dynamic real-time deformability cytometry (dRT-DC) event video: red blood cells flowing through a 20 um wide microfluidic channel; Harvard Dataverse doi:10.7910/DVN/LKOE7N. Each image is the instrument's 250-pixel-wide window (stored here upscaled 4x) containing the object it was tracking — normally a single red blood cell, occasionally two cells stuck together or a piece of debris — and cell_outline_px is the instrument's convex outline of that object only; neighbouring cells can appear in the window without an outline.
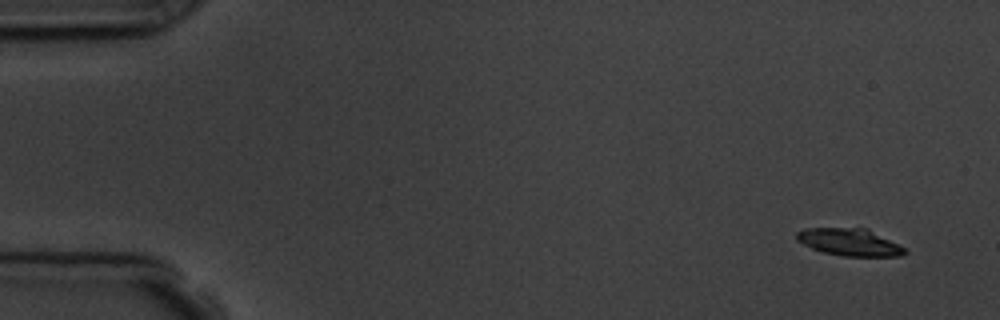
{"species": "common noctule bat (a hibernating species)", "species_latin": "Nyctalus noctula", "temperature_condition": "room temperature", "stored_images_in_passage": 6, "camera_frame_rate_fps": 3000, "um_per_image_px": 0.085, "animal": {"sex": "male", "body_mass_g": 19.5, "forearm_length_mm": 54.6}, "frame": {"image": 1, "passage_image": 1, "time_ms": 0.0, "image_size_px": [1000, 320], "cell_outline_px": [[908, 252], [904, 256], [844, 256], [824, 252], [812, 248], [796, 240], [796, 232], [804, 228], [868, 228], [904, 248]], "centroid_in_image_um": [72.2, 20.58], "position_along_channel_um": 12.8, "area_um2": 17.05}}
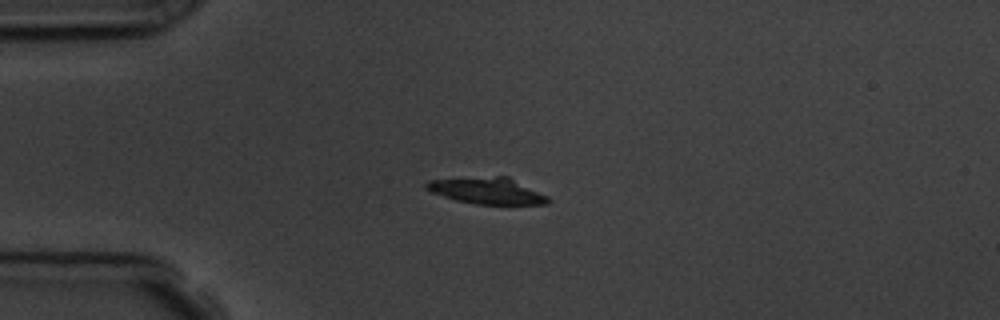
{"frame": {"image": 2, "passage_image": 4, "time_ms": 3.667, "image_size_px": [1000, 320], "cell_outline_px": [[552, 200], [548, 204], [476, 204], [456, 200], [432, 192], [424, 188], [424, 184], [428, 180], [496, 176], [508, 176], [548, 196]], "centroid_in_image_um": [41.43, 16.21], "position_along_channel_um": 43.6, "area_um2": 18.67}}